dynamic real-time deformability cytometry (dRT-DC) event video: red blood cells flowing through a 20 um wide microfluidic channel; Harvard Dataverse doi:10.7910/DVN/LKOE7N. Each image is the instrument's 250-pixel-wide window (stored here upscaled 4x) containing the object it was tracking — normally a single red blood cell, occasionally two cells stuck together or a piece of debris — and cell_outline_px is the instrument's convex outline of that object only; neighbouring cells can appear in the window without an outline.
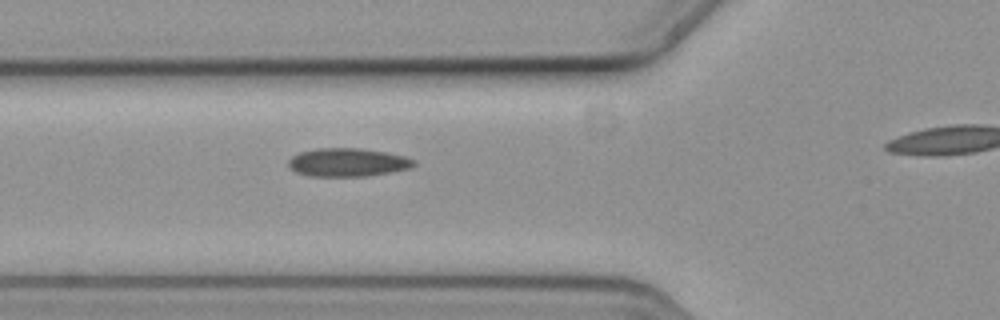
{"species": "common noctule bat (a hibernating species)", "species_latin": "Nyctalus noctula", "temperature_condition": "cold", "stored_images_in_passage": 3, "segment_of_instrument_passage": [1, 2], "camera_frame_rate_fps": 3000, "um_per_image_px": 0.085, "animal": {"sex": "female", "body_mass_g": 19.3, "forearm_length_mm": 54.1}, "frame": {"image": 1, "passage_image": 2, "time_ms": 0.333, "image_size_px": [1000, 320], "cell_outline_px": [[416, 164], [412, 168], [364, 176], [308, 176], [296, 172], [288, 168], [288, 160], [292, 156], [300, 152], [316, 148], [360, 148], [388, 152], [404, 156], [416, 160]], "centroid_in_image_um": [29.54, 13.79], "position_along_channel_um": 96.3, "area_um2": 20.87}}